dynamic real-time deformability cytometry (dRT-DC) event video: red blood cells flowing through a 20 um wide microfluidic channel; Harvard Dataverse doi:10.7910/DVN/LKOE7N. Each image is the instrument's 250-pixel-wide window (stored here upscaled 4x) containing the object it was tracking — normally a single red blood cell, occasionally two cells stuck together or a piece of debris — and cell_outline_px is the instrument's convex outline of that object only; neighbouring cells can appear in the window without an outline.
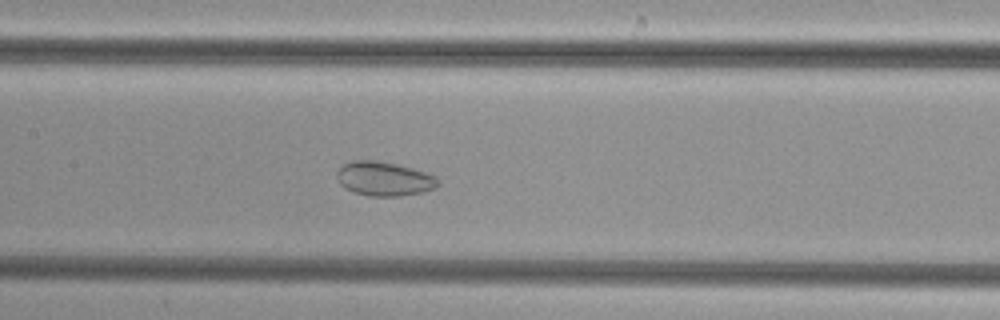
{"species": "common noctule bat (a hibernating species)", "species_latin": "Nyctalus noctula", "temperature_condition": "cold", "stored_images_in_passage": 44, "camera_frame_rate_fps": 3000, "um_per_image_px": 0.085, "animal": {"sex": "female", "body_mass_g": 29.2, "forearm_length_mm": 56.3}, "frame": {"image": 1, "passage_image": 16, "time_ms": 5.0, "image_size_px": [1000, 320], "cell_outline_px": [[440, 184], [436, 188], [424, 192], [400, 196], [368, 196], [352, 192], [344, 188], [340, 184], [336, 176], [336, 172], [344, 164], [352, 160], [376, 160], [396, 164], [412, 168], [436, 176]], "centroid_in_image_um": [32.64, 15.2], "position_along_channel_um": 174.8, "area_um2": 20.35}}
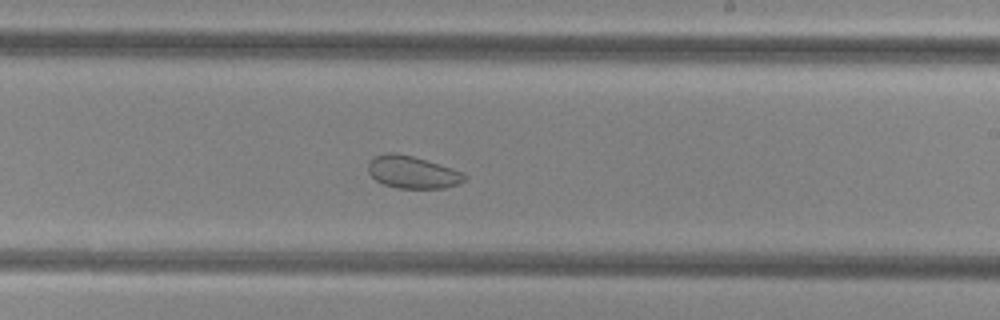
{"frame": {"image": 2, "passage_image": 22, "time_ms": 7.0, "image_size_px": [1000, 320], "cell_outline_px": [[468, 176], [460, 184], [444, 188], [396, 188], [384, 184], [376, 180], [368, 172], [368, 160], [372, 156], [384, 152], [396, 152], [412, 156], [464, 172]], "centroid_in_image_um": [35.03, 14.62], "position_along_channel_um": 254.0, "area_um2": 18.38}}
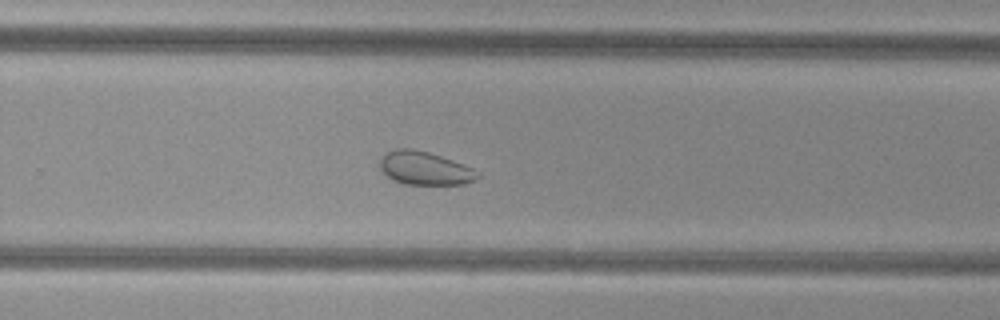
{"frame": {"image": 3, "passage_image": 25, "time_ms": 8.0, "image_size_px": [1000, 320], "cell_outline_px": [[480, 176], [476, 180], [464, 184], [404, 184], [392, 180], [380, 168], [380, 160], [388, 152], [396, 148], [412, 148], [428, 152], [464, 164], [480, 172]], "centroid_in_image_um": [36.14, 14.31], "position_along_channel_um": 293.7, "area_um2": 18.9}}